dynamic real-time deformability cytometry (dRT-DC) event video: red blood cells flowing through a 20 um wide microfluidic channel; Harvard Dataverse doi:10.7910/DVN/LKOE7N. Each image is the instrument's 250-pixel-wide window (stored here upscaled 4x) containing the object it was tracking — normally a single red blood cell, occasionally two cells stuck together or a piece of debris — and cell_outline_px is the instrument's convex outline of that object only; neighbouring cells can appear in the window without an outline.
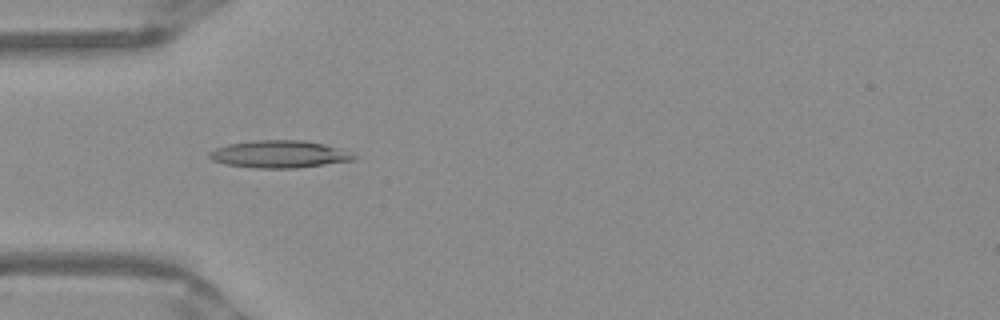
{"species": "Egyptian fruit bat (a non-hibernating species)", "species_latin": "Rousettus aegyptiacus", "temperature_condition": "warm", "stored_images_in_passage": 36, "camera_frame_rate_fps": 3000, "um_per_image_px": 0.085, "frame": {"image": 1, "passage_image": 1, "time_ms": 0.0, "image_size_px": [1000, 320], "cell_outline_px": [[356, 160], [300, 168], [256, 168], [224, 164], [212, 160], [208, 156], [208, 152], [216, 148], [228, 144], [256, 140], [304, 140], [344, 148], [356, 156]], "centroid_in_image_um": [23.79, 13.11], "position_along_channel_um": 61.2, "area_um2": 23.35}}
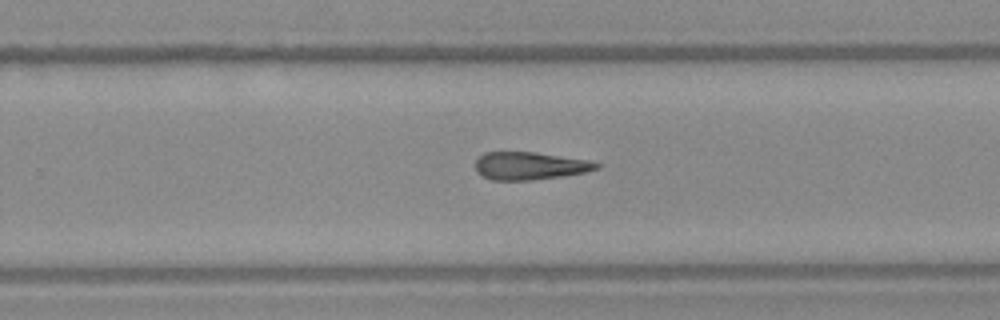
{"frame": {"image": 2, "passage_image": 18, "time_ms": 5.667, "image_size_px": [1000, 320], "cell_outline_px": [[600, 168], [584, 172], [560, 176], [532, 180], [492, 180], [476, 172], [476, 160], [484, 152], [536, 152], [588, 160], [600, 164]], "centroid_in_image_um": [45.02, 14.09], "position_along_channel_um": 284.8, "area_um2": 19.42}}
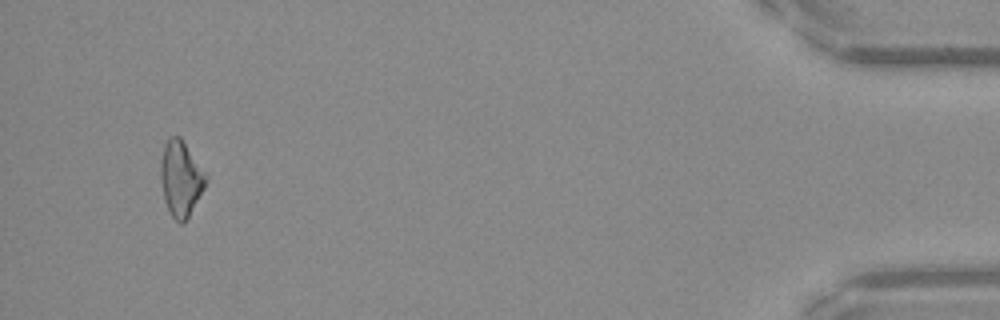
{"frame": {"image": 3, "passage_image": 34, "time_ms": 11.0, "image_size_px": [1000, 320], "cell_outline_px": [[208, 180], [204, 188], [184, 224], [180, 224], [172, 216], [164, 200], [160, 180], [160, 160], [164, 144], [172, 136], [180, 136], [208, 176]], "centroid_in_image_um": [15.36, 15.18], "position_along_channel_um": 419.8, "area_um2": 19.88}}